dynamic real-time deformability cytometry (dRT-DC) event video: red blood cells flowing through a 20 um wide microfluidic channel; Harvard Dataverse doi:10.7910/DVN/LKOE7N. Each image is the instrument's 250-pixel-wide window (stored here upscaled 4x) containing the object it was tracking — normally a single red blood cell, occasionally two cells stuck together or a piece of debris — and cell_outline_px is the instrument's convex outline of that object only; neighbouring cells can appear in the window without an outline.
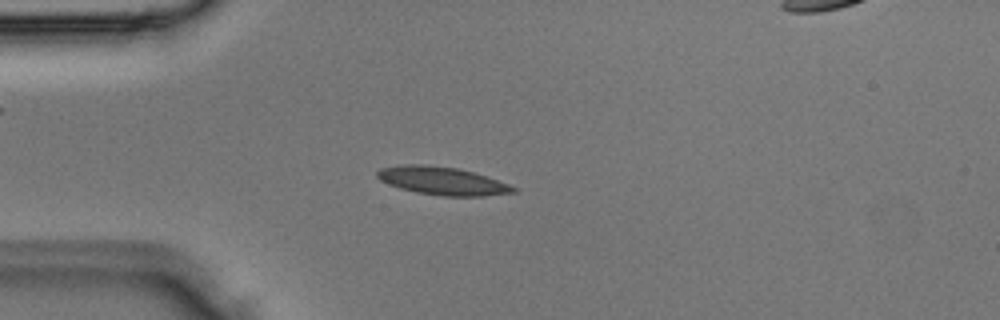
{"species": "Egyptian fruit bat (a non-hibernating species)", "species_latin": "Rousettus aegyptiacus", "temperature_condition": "room temperature", "stored_images_in_passage": 3, "camera_frame_rate_fps": 3000, "um_per_image_px": 0.085, "animal": {"sex": "male"}, "frame": {"image": 1, "passage_image": 3, "time_ms": 0.667, "image_size_px": [1000, 320], "cell_outline_px": [[520, 188], [516, 192], [480, 196], [444, 196], [416, 192], [400, 188], [388, 184], [380, 180], [376, 176], [376, 172], [380, 168], [404, 164], [424, 164], [456, 168], [472, 172]], "centroid_in_image_um": [37.56, 15.37], "position_along_channel_um": 47.4, "area_um2": 22.08}}